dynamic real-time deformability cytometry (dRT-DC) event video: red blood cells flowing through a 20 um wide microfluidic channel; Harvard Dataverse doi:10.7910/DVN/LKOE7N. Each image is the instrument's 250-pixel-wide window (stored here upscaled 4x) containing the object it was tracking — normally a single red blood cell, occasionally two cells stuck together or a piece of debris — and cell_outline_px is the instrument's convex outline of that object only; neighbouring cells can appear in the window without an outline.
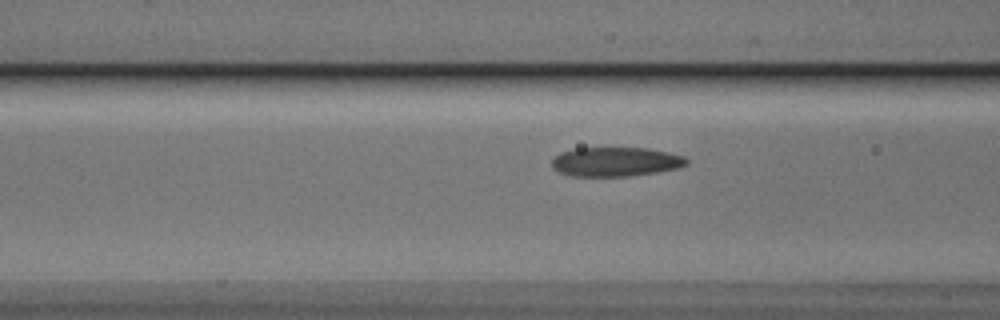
{"species": "Egyptian fruit bat (a non-hibernating species)", "species_latin": "Rousettus aegyptiacus", "temperature_condition": "cold", "stored_images_in_passage": 37, "camera_frame_rate_fps": 3000, "um_per_image_px": 0.085, "animal": {"sex": "male"}, "frame": {"image": 1, "passage_image": 5, "time_ms": 1.333, "image_size_px": [1000, 320], "cell_outline_px": [[688, 164], [680, 168], [656, 172], [628, 176], [572, 176], [560, 172], [552, 168], [552, 160], [560, 152], [576, 148], [648, 148], [668, 152], [684, 156], [688, 160]], "centroid_in_image_um": [52.35, 13.75], "position_along_channel_um": 114.3, "area_um2": 23.0}}
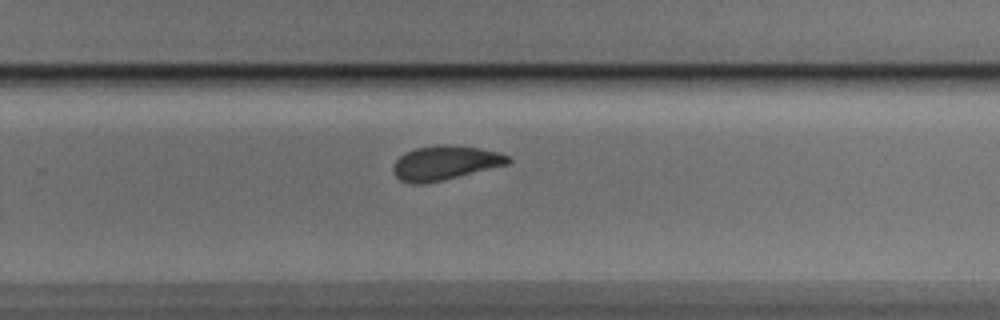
{"frame": {"image": 2, "passage_image": 19, "time_ms": 6.0, "image_size_px": [1000, 320], "cell_outline_px": [[512, 160], [508, 164], [444, 180], [424, 184], [412, 184], [400, 180], [392, 172], [392, 164], [404, 152], [416, 148], [436, 144], [452, 144], [480, 148], [500, 152], [508, 156]], "centroid_in_image_um": [37.8, 13.83], "position_along_channel_um": 292.0, "area_um2": 23.29}}
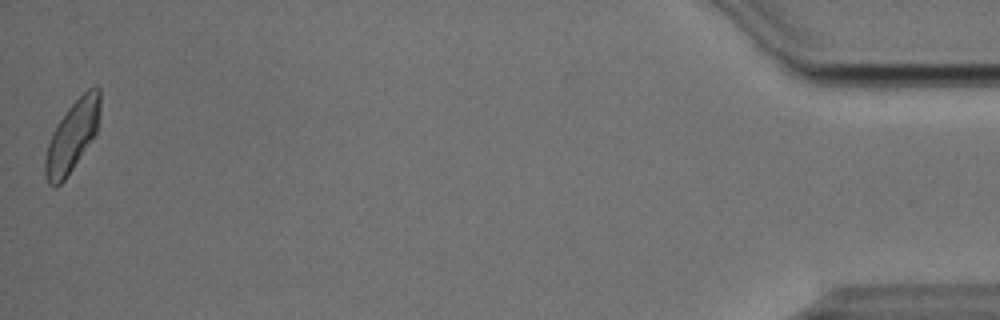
{"frame": {"image": 3, "passage_image": 37, "time_ms": 12.0, "image_size_px": [1000, 320], "cell_outline_px": [[100, 108], [96, 132], [64, 180], [56, 188], [52, 188], [48, 184], [44, 176], [44, 160], [48, 144], [52, 132], [68, 108], [88, 88], [100, 88]], "centroid_in_image_um": [6.1, 11.62], "position_along_channel_um": 429.1, "area_um2": 22.14}, "authors_computed_cell_mechanics": {"area_um2": 22.9466, "velocity_mm_per_s": 3.8172, "shape_relaxation_time_tau1_ms": 3.4373, "shape_relaxation_time_tau2_ms": 2.2694, "deformation_change_tau1": 0.1115, "deformation_change_tau2": 0.0804}}